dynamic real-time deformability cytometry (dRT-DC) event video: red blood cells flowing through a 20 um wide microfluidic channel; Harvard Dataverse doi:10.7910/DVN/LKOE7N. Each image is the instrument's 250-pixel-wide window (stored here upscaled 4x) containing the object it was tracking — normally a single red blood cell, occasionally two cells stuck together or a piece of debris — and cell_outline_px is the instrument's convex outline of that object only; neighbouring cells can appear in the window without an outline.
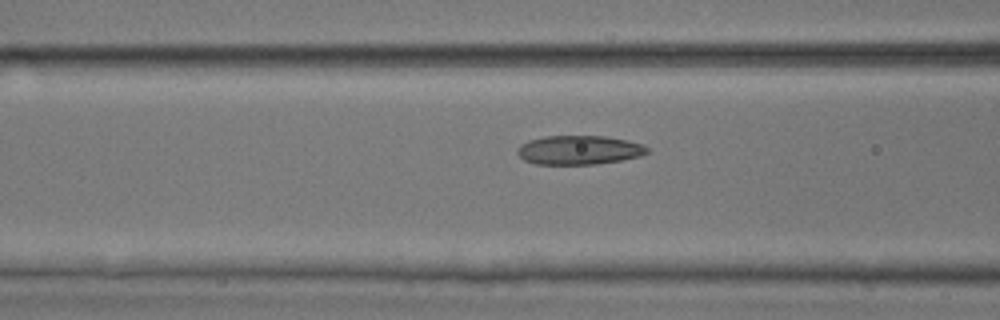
{"species": "common noctule bat (a hibernating species)", "species_latin": "Nyctalus noctula", "temperature_condition": "room temperature", "stored_images_in_passage": 31, "camera_frame_rate_fps": 3000, "um_per_image_px": 0.085, "animal": {"sex": "male", "body_mass_g": 17.9, "forearm_length_mm": 54.2}, "frame": {"image": 1, "passage_image": 8, "time_ms": 2.333, "image_size_px": [1000, 320], "cell_outline_px": [[648, 152], [640, 156], [620, 160], [596, 164], [536, 164], [524, 160], [516, 152], [516, 148], [520, 144], [528, 140], [544, 136], [608, 136], [628, 140], [644, 144], [648, 148]], "centroid_in_image_um": [49.21, 12.74], "position_along_channel_um": 117.4, "area_um2": 22.14}}
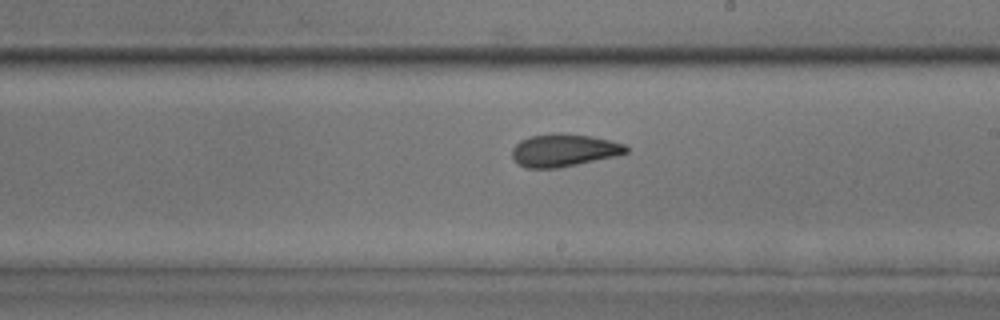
{"frame": {"image": 2, "passage_image": 17, "time_ms": 5.333, "image_size_px": [1000, 320], "cell_outline_px": [[628, 152], [616, 156], [560, 168], [528, 168], [516, 164], [512, 156], [512, 148], [520, 140], [528, 136], [560, 132], [592, 136], [624, 144], [628, 148]], "centroid_in_image_um": [47.9, 12.77], "position_along_channel_um": 241.1, "area_um2": 21.91}}
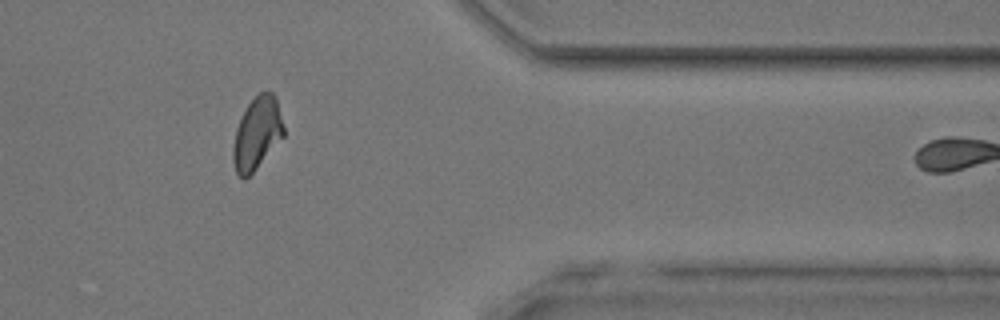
{"frame": {"image": 3, "passage_image": 29, "time_ms": 9.333, "image_size_px": [1000, 320], "cell_outline_px": [[284, 136], [256, 168], [244, 180], [236, 172], [232, 160], [232, 148], [236, 128], [248, 104], [260, 92], [272, 92], [276, 96], [284, 128]], "centroid_in_image_um": [21.84, 11.34], "position_along_channel_um": 389.6, "area_um2": 21.1}}